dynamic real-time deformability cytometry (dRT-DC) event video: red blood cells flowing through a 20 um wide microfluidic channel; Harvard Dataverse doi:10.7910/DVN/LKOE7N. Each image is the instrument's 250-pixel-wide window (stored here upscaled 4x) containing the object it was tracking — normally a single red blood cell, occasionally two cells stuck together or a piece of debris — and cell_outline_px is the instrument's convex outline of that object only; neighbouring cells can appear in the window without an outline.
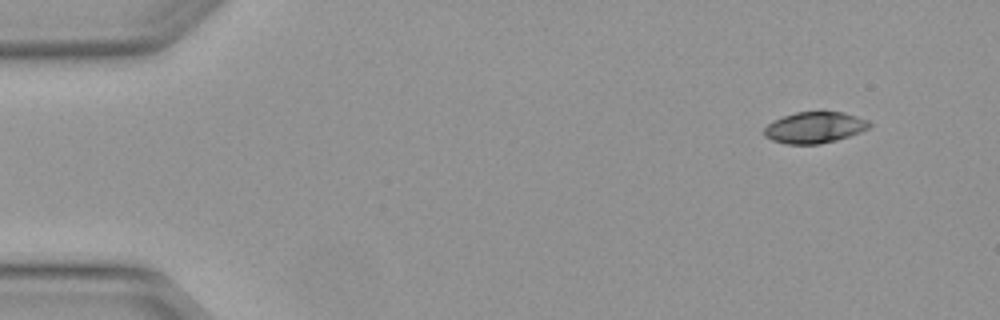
{"species": "Egyptian fruit bat (a non-hibernating species)", "species_latin": "Rousettus aegyptiacus", "temperature_condition": "warm", "stored_images_in_passage": 4, "camera_frame_rate_fps": 3000, "um_per_image_px": 0.085, "animal": {"sex": "female"}, "frame": {"image": 1, "passage_image": 1, "time_ms": 0.0, "image_size_px": [1000, 320], "cell_outline_px": [[872, 124], [868, 128], [860, 132], [836, 140], [820, 144], [788, 144], [772, 140], [764, 136], [764, 128], [768, 124], [784, 116], [796, 112], [844, 112], [868, 120]], "centroid_in_image_um": [69.25, 10.84], "position_along_channel_um": 15.8, "area_um2": 18.96}}